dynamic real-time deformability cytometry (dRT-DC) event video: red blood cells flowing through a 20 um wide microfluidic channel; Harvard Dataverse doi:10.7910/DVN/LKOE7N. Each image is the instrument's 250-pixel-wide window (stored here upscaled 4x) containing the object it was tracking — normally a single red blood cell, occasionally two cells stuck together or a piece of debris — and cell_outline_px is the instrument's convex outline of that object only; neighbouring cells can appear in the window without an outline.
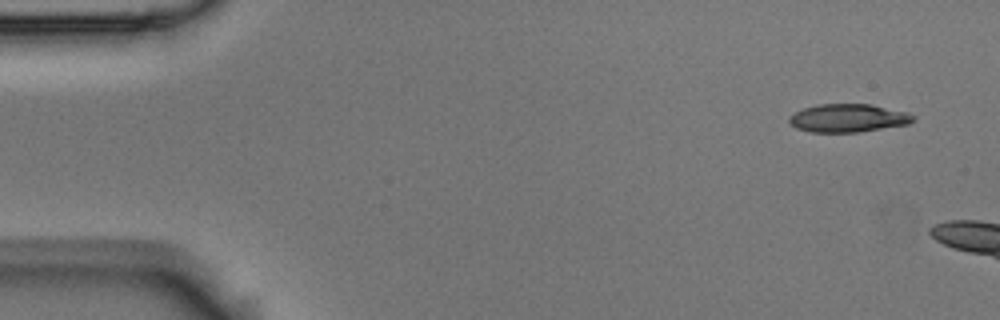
{"species": "Egyptian fruit bat (a non-hibernating species)", "species_latin": "Rousettus aegyptiacus", "temperature_condition": "room temperature", "stored_images_in_passage": 5, "camera_frame_rate_fps": 3000, "um_per_image_px": 0.085, "animal": {"sex": "male"}, "frame": {"image": 1, "passage_image": 1, "time_ms": 0.0, "image_size_px": [1000, 320], "cell_outline_px": [[916, 116], [908, 124], [860, 132], [812, 132], [796, 128], [788, 120], [796, 112], [804, 108], [816, 104], [872, 104], [904, 112]], "centroid_in_image_um": [72.09, 10.03], "position_along_channel_um": 12.9, "area_um2": 20.11}}